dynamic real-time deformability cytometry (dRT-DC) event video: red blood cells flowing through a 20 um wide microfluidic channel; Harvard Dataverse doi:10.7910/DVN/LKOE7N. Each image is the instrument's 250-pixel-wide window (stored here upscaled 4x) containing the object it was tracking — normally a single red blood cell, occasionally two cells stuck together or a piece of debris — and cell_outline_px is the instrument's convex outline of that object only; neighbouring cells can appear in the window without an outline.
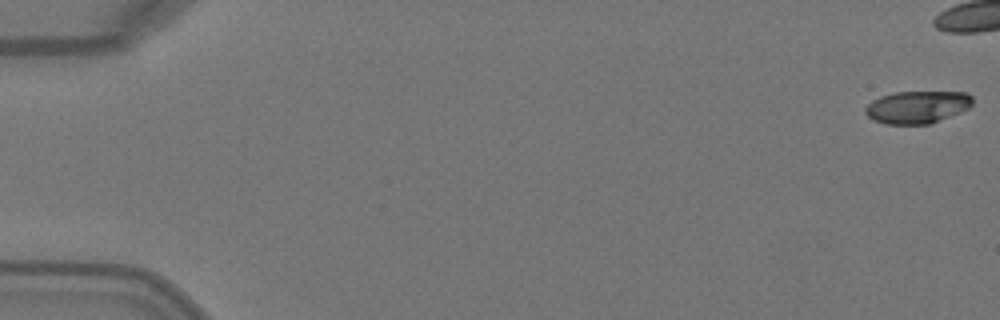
{"species": "Egyptian fruit bat (a non-hibernating species)", "species_latin": "Rousettus aegyptiacus", "temperature_condition": "warm", "stored_images_in_passage": 6, "camera_frame_rate_fps": 3000, "um_per_image_px": 0.085, "animal": {"sex": "female"}, "frame": {"image": 1, "passage_image": 1, "time_ms": 0.0, "image_size_px": [1000, 320], "cell_outline_px": [[972, 104], [968, 108], [960, 112], [928, 124], [884, 124], [872, 120], [864, 112], [864, 108], [872, 100], [880, 96], [896, 92], [968, 92], [972, 96]], "centroid_in_image_um": [77.93, 9.1], "position_along_channel_um": 7.1, "area_um2": 20.29}}